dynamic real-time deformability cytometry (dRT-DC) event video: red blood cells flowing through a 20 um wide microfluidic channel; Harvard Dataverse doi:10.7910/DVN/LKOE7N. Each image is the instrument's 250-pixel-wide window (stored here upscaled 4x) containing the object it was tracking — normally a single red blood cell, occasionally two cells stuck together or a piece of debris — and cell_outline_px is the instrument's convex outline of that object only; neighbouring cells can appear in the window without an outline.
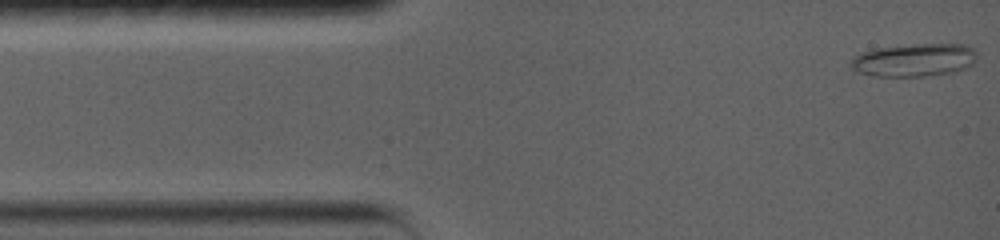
{"species": "common noctule bat (a hibernating species)", "species_latin": "Nyctalus noctula", "temperature_condition": "warm", "stored_images_in_passage": 3, "camera_frame_rate_fps": 5000, "um_per_image_px": 0.085, "animal": {"sex": "female", "body_mass_g": 19.0, "forearm_length_mm": 56.7}, "frame": {"image": 1, "passage_image": 1, "time_ms": 0.0, "image_size_px": [1000, 240], "cell_outline_px": [[976, 60], [972, 64], [964, 68], [952, 72], [924, 76], [876, 76], [860, 72], [852, 68], [848, 64], [852, 56], [860, 52], [880, 48], [912, 44], [968, 44], [976, 52]], "centroid_in_image_um": [77.69, 5.09], "position_along_channel_um": 7.3, "area_um2": 24.22}}